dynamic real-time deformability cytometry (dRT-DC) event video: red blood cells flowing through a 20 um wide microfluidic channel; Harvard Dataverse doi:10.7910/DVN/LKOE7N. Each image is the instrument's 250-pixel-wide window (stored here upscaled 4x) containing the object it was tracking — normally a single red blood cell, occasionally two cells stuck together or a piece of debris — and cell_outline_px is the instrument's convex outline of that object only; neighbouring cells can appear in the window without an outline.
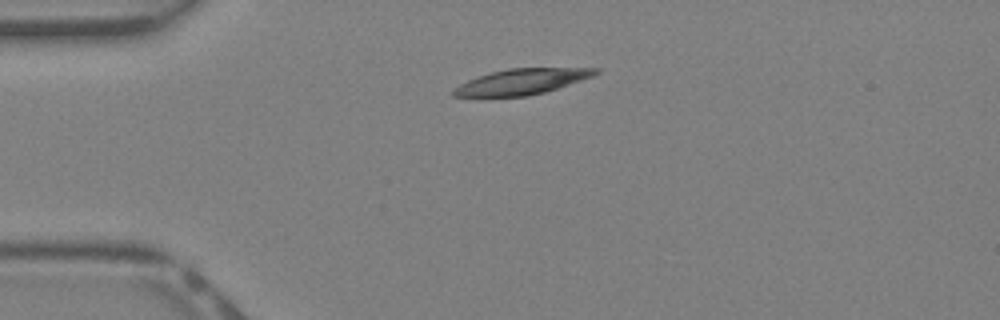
{"species": "Egyptian fruit bat (a non-hibernating species)", "species_latin": "Rousettus aegyptiacus", "temperature_condition": "warm", "stored_images_in_passage": 32, "camera_frame_rate_fps": 3000, "um_per_image_px": 0.085, "animal": {"sex": "female"}, "frame": {"image": 1, "passage_image": 1, "time_ms": 0.0, "image_size_px": [1000, 320], "cell_outline_px": [[600, 72], [592, 76], [544, 92], [528, 96], [452, 96], [452, 92], [460, 84], [476, 76], [508, 68], [600, 68]], "centroid_in_image_um": [44.34, 6.93], "position_along_channel_um": 40.7, "area_um2": 20.81}}
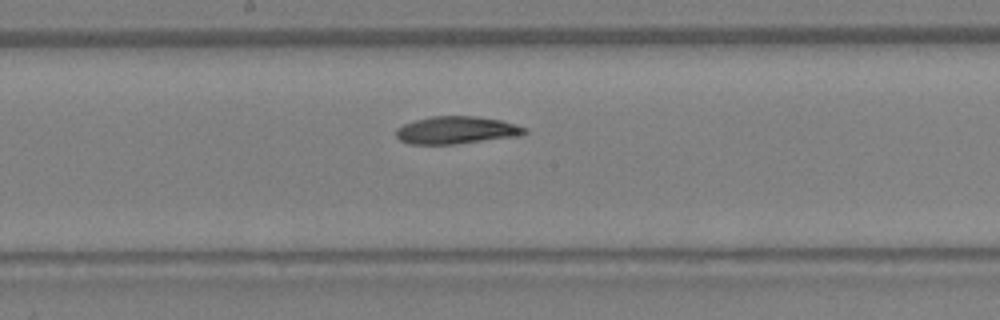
{"frame": {"image": 2, "passage_image": 13, "time_ms": 4.0, "image_size_px": [1000, 320], "cell_outline_px": [[528, 132], [520, 136], [456, 144], [408, 144], [400, 140], [396, 136], [396, 128], [404, 124], [416, 120], [432, 116], [476, 116], [500, 120], [516, 124], [524, 128]], "centroid_in_image_um": [38.79, 11.07], "position_along_channel_um": 209.4, "area_um2": 20.63}}
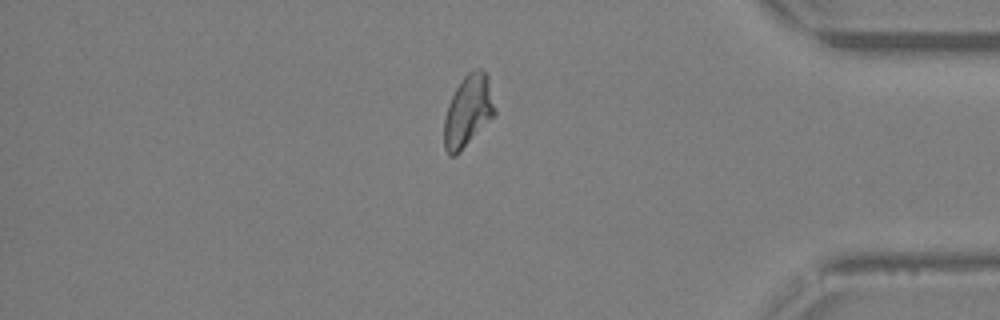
{"frame": {"image": 3, "passage_image": 26, "time_ms": 8.333, "image_size_px": [1000, 320], "cell_outline_px": [[496, 112], [460, 152], [456, 156], [448, 156], [444, 148], [444, 120], [448, 104], [460, 80], [468, 72], [476, 68], [480, 68], [488, 76]], "centroid_in_image_um": [39.76, 9.43], "position_along_channel_um": 395.4, "area_um2": 20.98}, "authors_computed_cell_mechanics": {"area_um2": 21.1548, "velocity_mm_per_s": 4.9666, "shape_relaxation_time_tau1_ms": 5.9861, "shape_relaxation_time_tau2_ms": null, "deformation_change_tau1": 0.1934, "deformation_change_tau2": null}}